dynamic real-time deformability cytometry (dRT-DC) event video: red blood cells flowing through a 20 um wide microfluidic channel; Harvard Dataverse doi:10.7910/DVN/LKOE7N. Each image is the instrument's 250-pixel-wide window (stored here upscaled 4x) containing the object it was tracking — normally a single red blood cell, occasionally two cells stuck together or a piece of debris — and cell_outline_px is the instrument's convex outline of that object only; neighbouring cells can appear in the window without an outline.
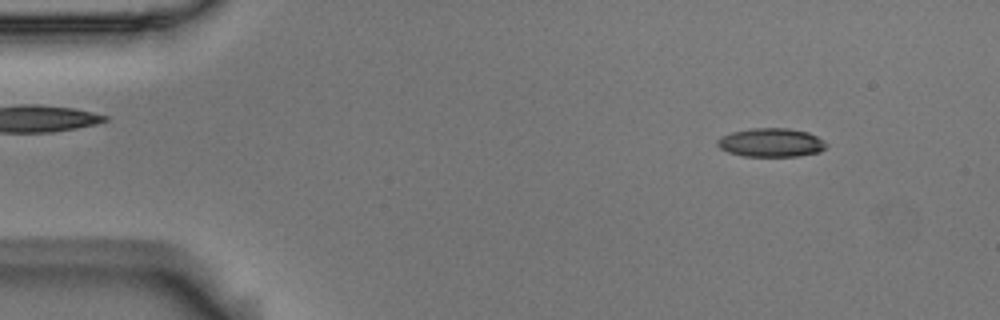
{"species": "Egyptian fruit bat (a non-hibernating species)", "species_latin": "Rousettus aegyptiacus", "temperature_condition": "room temperature", "stored_images_in_passage": 56, "camera_frame_rate_fps": 3000, "um_per_image_px": 0.085, "animal": {"sex": "male"}, "frame": {"image": 1, "passage_image": 6, "time_ms": 1.667, "image_size_px": [1000, 320], "cell_outline_px": [[828, 144], [820, 152], [800, 156], [744, 156], [728, 152], [720, 148], [716, 144], [716, 140], [732, 132], [752, 128], [788, 128], [808, 132], [824, 140]], "centroid_in_image_um": [65.56, 12.12], "position_along_channel_um": 19.4, "area_um2": 18.21}}
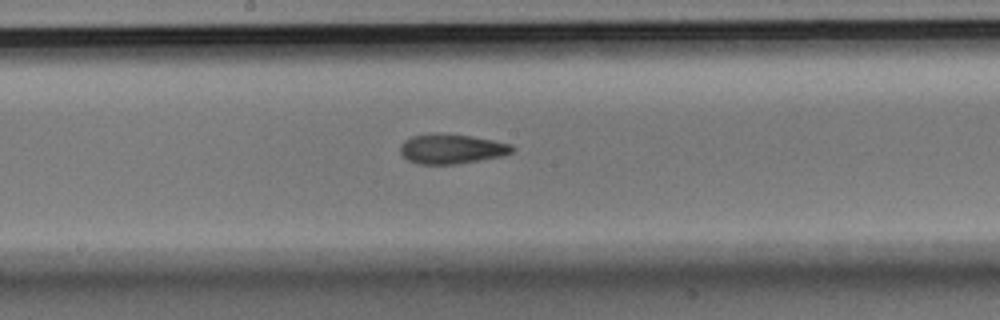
{"frame": {"image": 2, "passage_image": 29, "time_ms": 9.333, "image_size_px": [1000, 320], "cell_outline_px": [[516, 148], [512, 152], [504, 156], [456, 164], [420, 164], [408, 160], [400, 152], [400, 144], [404, 140], [412, 136], [472, 136], [512, 144]], "centroid_in_image_um": [38.44, 12.7], "position_along_channel_um": 209.8, "area_um2": 18.73}}
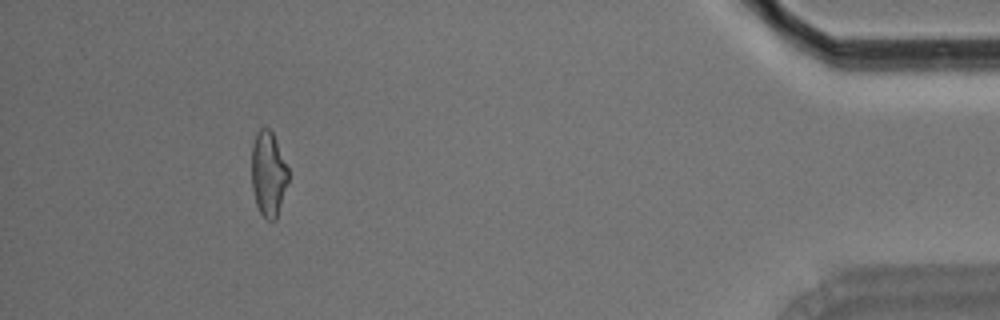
{"frame": {"image": 3, "passage_image": 51, "time_ms": 16.667, "image_size_px": [1000, 320], "cell_outline_px": [[288, 180], [276, 220], [268, 220], [260, 212], [256, 204], [252, 188], [252, 144], [256, 132], [260, 128], [268, 128], [272, 132], [276, 140], [288, 168]], "centroid_in_image_um": [22.8, 14.76], "position_along_channel_um": 412.4, "area_um2": 18.03}, "authors_computed_cell_mechanics": {"area_um2": 18.9006, "velocity_mm_per_s": 3.5941, "shape_relaxation_time_tau1_ms": 7.5383, "shape_relaxation_time_tau2_ms": 3.3001, "deformation_change_tau1": 0.1937, "deformation_change_tau2": 0.1246}}